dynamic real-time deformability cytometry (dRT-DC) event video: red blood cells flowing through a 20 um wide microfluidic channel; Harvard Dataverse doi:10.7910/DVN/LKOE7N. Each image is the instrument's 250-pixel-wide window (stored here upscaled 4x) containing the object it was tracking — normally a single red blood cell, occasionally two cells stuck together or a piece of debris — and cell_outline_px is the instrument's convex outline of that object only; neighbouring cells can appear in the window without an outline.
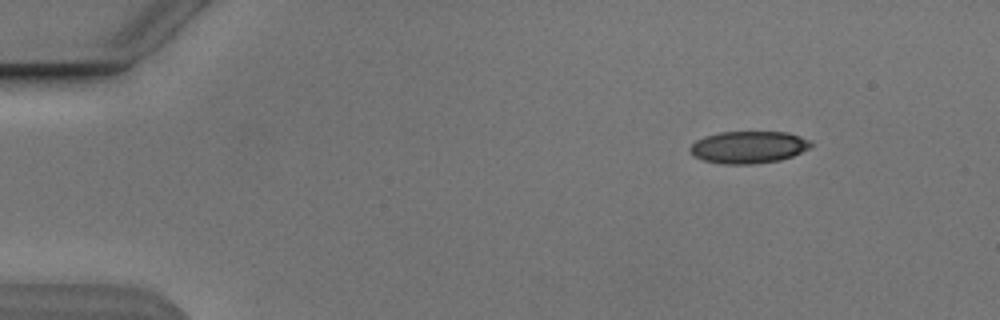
{"species": "Egyptian fruit bat (a non-hibernating species)", "species_latin": "Rousettus aegyptiacus", "temperature_condition": "cold", "stored_images_in_passage": 6, "camera_frame_rate_fps": 3000, "um_per_image_px": 0.085, "animal": {"sex": "male"}, "frame": {"image": 1, "passage_image": 1, "time_ms": 0.0, "image_size_px": [1000, 320], "cell_outline_px": [[812, 144], [808, 148], [792, 156], [780, 160], [752, 164], [720, 164], [704, 160], [692, 156], [688, 148], [696, 140], [704, 136], [720, 132], [788, 132], [800, 136], [808, 140]], "centroid_in_image_um": [63.57, 12.51], "position_along_channel_um": 21.4, "area_um2": 22.66}}
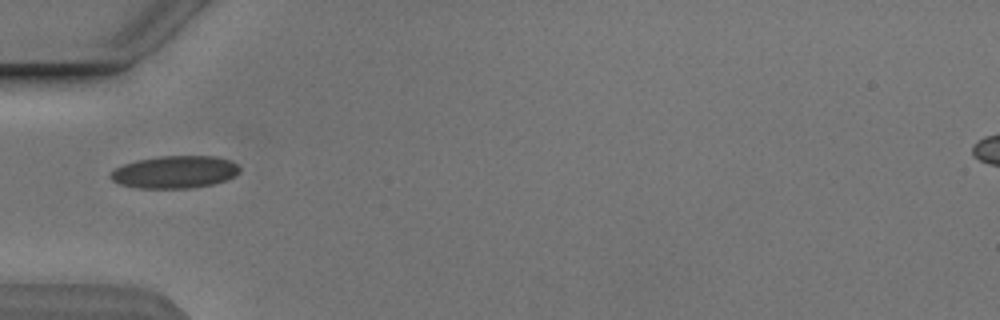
{"frame": {"image": 2, "passage_image": 4, "time_ms": 3.667, "image_size_px": [1000, 320], "cell_outline_px": [[240, 172], [236, 176], [212, 184], [192, 188], [136, 188], [120, 184], [112, 180], [108, 176], [116, 168], [124, 164], [136, 160], [160, 156], [216, 156], [228, 160], [236, 164], [240, 168]], "centroid_in_image_um": [14.85, 14.62], "position_along_channel_um": 70.1, "area_um2": 24.39}}
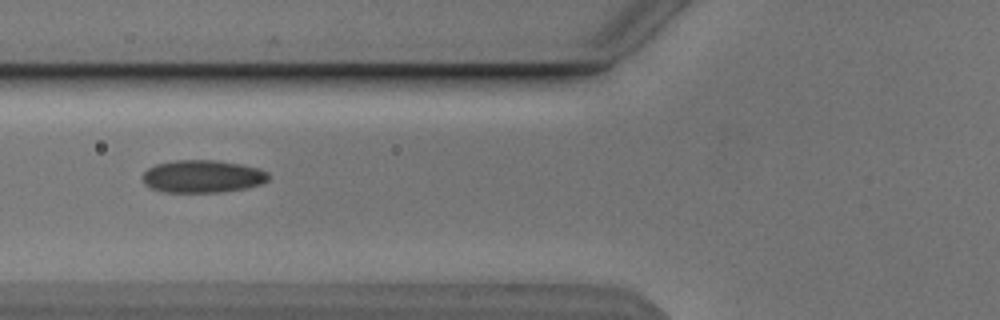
{"frame": {"image": 3, "passage_image": 5, "time_ms": 4.667, "image_size_px": [1000, 320], "cell_outline_px": [[268, 180], [260, 184], [244, 188], [220, 192], [164, 192], [152, 188], [144, 184], [144, 172], [148, 168], [156, 164], [176, 160], [216, 160], [240, 164], [260, 168], [268, 172]], "centroid_in_image_um": [17.22, 14.99], "position_along_channel_um": 108.6, "area_um2": 23.81}}